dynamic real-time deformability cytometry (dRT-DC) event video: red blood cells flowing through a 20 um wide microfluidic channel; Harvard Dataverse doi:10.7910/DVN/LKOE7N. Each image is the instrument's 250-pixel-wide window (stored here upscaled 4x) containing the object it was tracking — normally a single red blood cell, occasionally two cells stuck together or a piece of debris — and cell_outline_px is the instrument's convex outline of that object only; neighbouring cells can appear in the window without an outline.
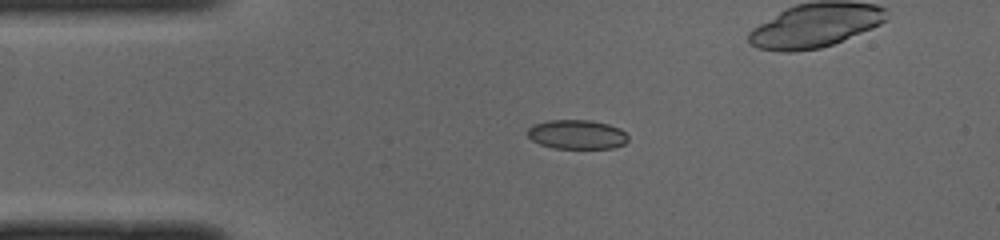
{"species": "common noctule bat (a hibernating species)", "species_latin": "Nyctalus noctula", "temperature_condition": "cold", "stored_images_in_passage": 50, "camera_frame_rate_fps": 3000, "um_per_image_px": 0.085, "animal": {"sex": "male", "body_mass_g": 19.0, "forearm_length_mm": 50.8}, "frame": {"image": 1, "passage_image": 10, "time_ms": 3.0, "image_size_px": [1000, 240], "cell_outline_px": [[628, 140], [624, 144], [612, 148], [552, 148], [540, 144], [532, 140], [528, 136], [528, 128], [532, 124], [548, 120], [592, 120], [608, 124], [620, 128], [628, 136]], "centroid_in_image_um": [49.03, 11.42], "position_along_channel_um": 36.0, "area_um2": 17.22}}
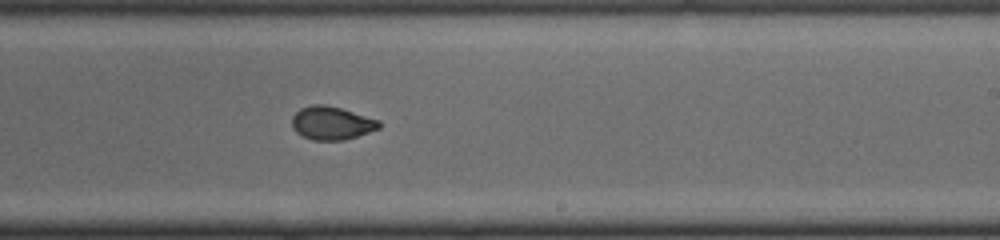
{"frame": {"image": 2, "passage_image": 29, "time_ms": 9.333, "image_size_px": [1000, 240], "cell_outline_px": [[380, 128], [344, 140], [312, 140], [296, 132], [292, 128], [292, 116], [300, 108], [312, 104], [324, 104], [340, 108], [380, 120]], "centroid_in_image_um": [28.17, 10.45], "position_along_channel_um": 260.8, "area_um2": 16.82}}
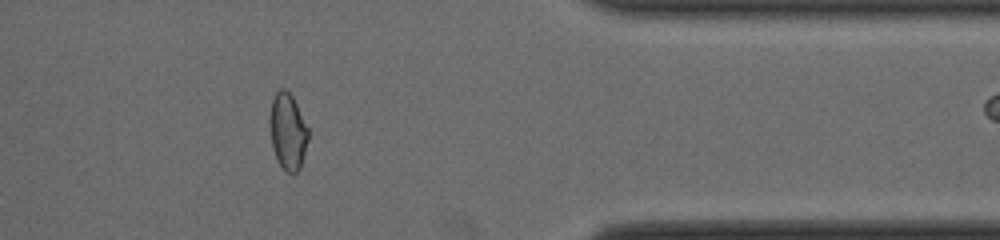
{"frame": {"image": 3, "passage_image": 40, "time_ms": 13.0, "image_size_px": [1000, 240], "cell_outline_px": [[308, 140], [300, 168], [296, 172], [284, 172], [276, 160], [272, 148], [268, 120], [272, 100], [276, 92], [280, 88], [284, 88], [292, 96], [308, 128]], "centroid_in_image_um": [24.43, 11.19], "position_along_channel_um": 387.0, "area_um2": 17.28}, "authors_computed_cell_mechanics": {"area_um2": 17.2244, "velocity_mm_per_s": 3.9965, "shape_relaxation_time_tau1_ms": 7.1574, "shape_relaxation_time_tau2_ms": 0.88, "deformation_change_tau1": 0.1784, "deformation_change_tau2": 0.0411}}